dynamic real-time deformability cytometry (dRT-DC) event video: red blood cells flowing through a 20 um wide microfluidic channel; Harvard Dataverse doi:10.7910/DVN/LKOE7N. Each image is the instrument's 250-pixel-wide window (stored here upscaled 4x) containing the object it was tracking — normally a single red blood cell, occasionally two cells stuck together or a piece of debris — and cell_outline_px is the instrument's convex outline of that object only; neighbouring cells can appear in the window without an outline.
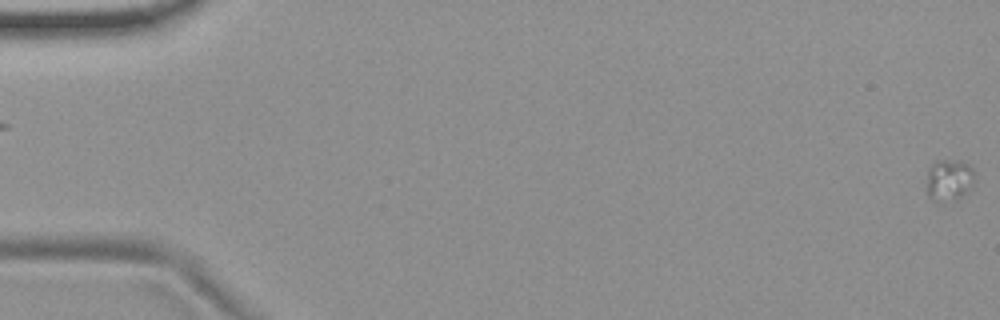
{"species": "common noctule bat (a hibernating species)", "species_latin": "Nyctalus noctula", "temperature_condition": "room temperature", "stored_images_in_passage": 2, "camera_frame_rate_fps": 3000, "um_per_image_px": 0.085, "animal": {"sex": "female", "body_mass_g": 19.9}, "frame": {"image": 1, "passage_image": 2, "time_ms": 1.333, "image_size_px": [1000, 320], "cell_outline_px": [[972, 184], [960, 196], [940, 200], [936, 200], [928, 196], [928, 168], [936, 160], [960, 160], [968, 164], [972, 168]], "centroid_in_image_um": [80.64, 15.21], "position_along_channel_um": 4.4, "area_um2": 10.92}}